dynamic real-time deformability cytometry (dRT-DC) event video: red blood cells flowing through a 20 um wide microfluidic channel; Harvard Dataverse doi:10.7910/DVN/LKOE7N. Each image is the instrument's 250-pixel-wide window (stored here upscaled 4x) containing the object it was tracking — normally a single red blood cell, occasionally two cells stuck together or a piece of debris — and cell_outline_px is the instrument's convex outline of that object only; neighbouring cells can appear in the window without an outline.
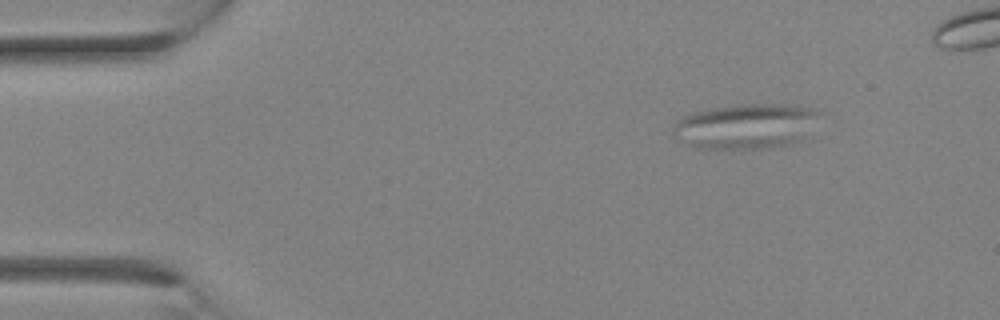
{"species": "Egyptian fruit bat (a non-hibernating species)", "species_latin": "Rousettus aegyptiacus", "temperature_condition": "room temperature", "stored_images_in_passage": 3, "camera_frame_rate_fps": 3000, "um_per_image_px": 0.085, "animal": {"sex": "female"}, "frame": {"image": 1, "passage_image": 1, "time_ms": 0.0, "image_size_px": [1000, 320], "cell_outline_px": [[820, 112], [796, 140], [788, 144], [768, 148], [740, 152], [728, 152], [696, 148], [672, 136], [672, 128], [676, 120], [692, 112], [712, 108], [744, 104], [792, 104], [816, 108]], "centroid_in_image_um": [63.25, 10.77], "position_along_channel_um": 21.8, "area_um2": 38.96}}